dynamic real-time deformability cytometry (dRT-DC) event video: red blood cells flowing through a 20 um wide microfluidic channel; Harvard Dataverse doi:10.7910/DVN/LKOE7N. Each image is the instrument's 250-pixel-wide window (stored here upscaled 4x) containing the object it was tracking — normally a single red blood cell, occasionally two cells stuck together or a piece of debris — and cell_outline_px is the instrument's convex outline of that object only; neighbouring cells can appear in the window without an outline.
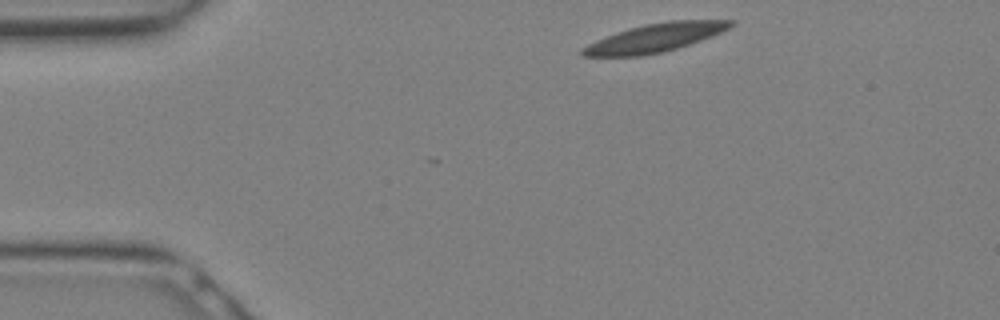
{"species": "Egyptian fruit bat (a non-hibernating species)", "species_latin": "Rousettus aegyptiacus", "temperature_condition": "warm", "stored_images_in_passage": 5, "camera_frame_rate_fps": 3000, "um_per_image_px": 0.085, "animal": {"sex": "female"}, "frame": {"image": 1, "passage_image": 1, "time_ms": 0.0, "image_size_px": [1000, 320], "cell_outline_px": [[736, 24], [720, 32], [700, 40], [664, 52], [640, 56], [584, 56], [580, 52], [588, 44], [596, 40], [616, 32], [644, 24], [672, 20], [736, 20]], "centroid_in_image_um": [55.69, 3.2], "position_along_channel_um": 29.3, "area_um2": 24.22}}